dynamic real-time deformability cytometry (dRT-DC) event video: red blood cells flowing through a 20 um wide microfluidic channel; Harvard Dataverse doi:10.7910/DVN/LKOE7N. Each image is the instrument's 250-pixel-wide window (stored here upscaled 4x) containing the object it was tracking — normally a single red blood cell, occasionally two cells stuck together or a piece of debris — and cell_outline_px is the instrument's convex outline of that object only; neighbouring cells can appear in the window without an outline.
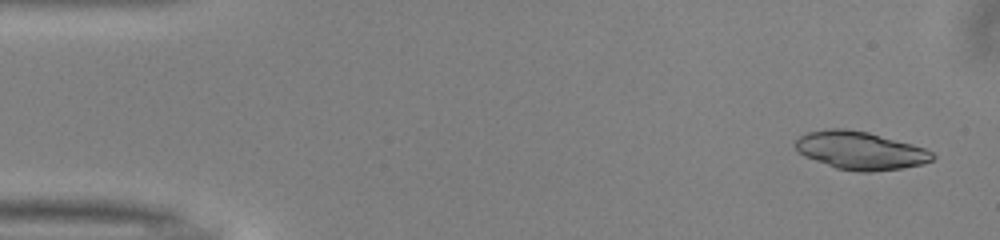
{"species": "common noctule bat (a hibernating species)", "species_latin": "Nyctalus noctula", "temperature_condition": "warm", "stored_images_in_passage": 50, "camera_frame_rate_fps": 3000, "um_per_image_px": 0.085, "animal": {"sex": "male", "body_mass_g": 13.0, "forearm_length_mm": 53.1}, "frame": {"image": 1, "passage_image": 2, "time_ms": 0.333, "image_size_px": [1000, 240], "cell_outline_px": [[936, 156], [932, 160], [924, 164], [900, 168], [868, 172], [860, 172], [836, 168], [804, 156], [796, 148], [796, 140], [800, 136], [808, 132], [828, 128], [844, 128], [868, 132], [912, 144], [924, 148], [932, 152]], "centroid_in_image_um": [73.13, 12.79], "position_along_channel_um": 11.9, "area_um2": 30.17}}
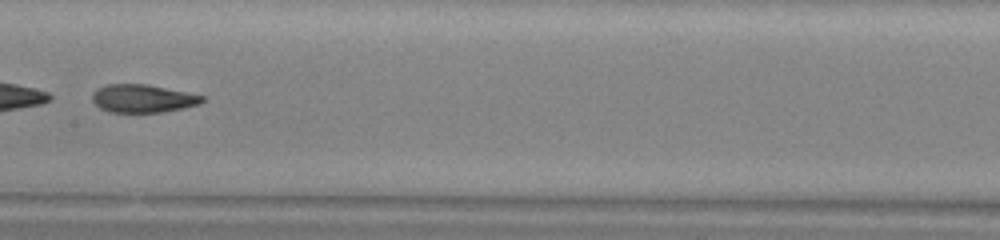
{"frame": {"image": 2, "passage_image": 25, "time_ms": 8.0, "image_size_px": [1000, 240], "cell_outline_px": [[204, 100], [200, 104], [184, 108], [160, 112], [108, 112], [100, 108], [92, 100], [92, 92], [96, 88], [108, 84], [148, 84], [204, 96]], "centroid_in_image_um": [12.11, 8.37], "position_along_channel_um": 195.3, "area_um2": 17.98}}
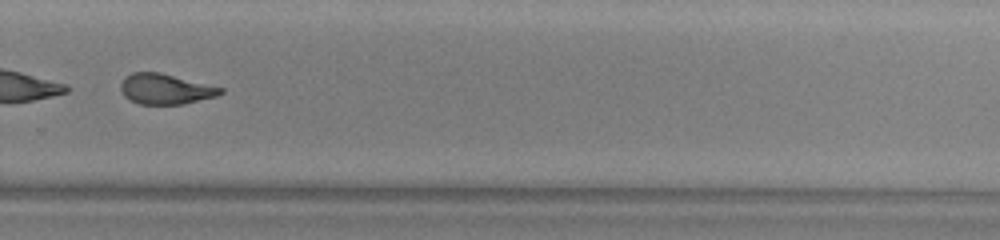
{"frame": {"image": 3, "passage_image": 34, "time_ms": 11.0, "image_size_px": [1000, 240], "cell_outline_px": [[224, 92], [216, 96], [180, 104], [140, 104], [124, 96], [120, 88], [120, 84], [124, 76], [132, 72], [160, 72], [224, 88]], "centroid_in_image_um": [14.04, 7.55], "position_along_channel_um": 315.8, "area_um2": 17.57}}